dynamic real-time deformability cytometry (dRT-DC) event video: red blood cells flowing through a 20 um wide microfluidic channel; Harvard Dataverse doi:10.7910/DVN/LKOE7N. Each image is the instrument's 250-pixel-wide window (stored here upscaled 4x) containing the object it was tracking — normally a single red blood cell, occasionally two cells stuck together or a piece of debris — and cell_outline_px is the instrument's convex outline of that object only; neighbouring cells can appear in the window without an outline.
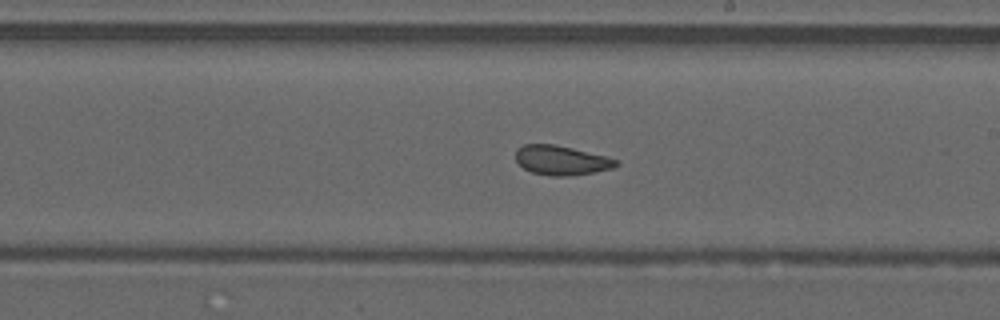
{"species": "common noctule bat (a hibernating species)", "species_latin": "Nyctalus noctula", "temperature_condition": "warm", "stored_images_in_passage": 52, "camera_frame_rate_fps": 3000, "um_per_image_px": 0.085, "animal": {"sex": "male", "forearm_length_mm": 52.5}, "frame": {"image": 1, "passage_image": 30, "time_ms": 9.667, "image_size_px": [1000, 320], "cell_outline_px": [[620, 164], [612, 168], [592, 172], [568, 176], [552, 176], [532, 172], [524, 168], [516, 160], [516, 148], [524, 144], [556, 144], [608, 156], [620, 160]], "centroid_in_image_um": [47.74, 13.61], "position_along_channel_um": 241.3, "area_um2": 17.34}, "authors_computed_cell_mechanics": {"area_um2": 19.3052, "velocity_mm_per_s": 4.0914, "shape_relaxation_time_tau1_ms": null, "shape_relaxation_time_tau2_ms": 1.2555, "deformation_change_tau1": null, "deformation_change_tau2": 0.0786}}